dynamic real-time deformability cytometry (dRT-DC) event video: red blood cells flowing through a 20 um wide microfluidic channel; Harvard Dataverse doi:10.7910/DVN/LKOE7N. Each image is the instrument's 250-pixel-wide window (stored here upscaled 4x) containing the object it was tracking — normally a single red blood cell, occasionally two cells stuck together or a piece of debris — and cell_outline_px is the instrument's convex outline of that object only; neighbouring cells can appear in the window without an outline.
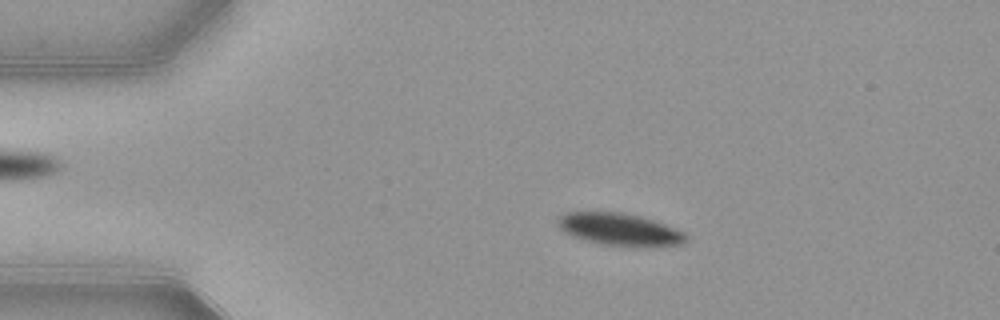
{"species": "common noctule bat (a hibernating species)", "species_latin": "Nyctalus noctula", "temperature_condition": "warm", "stored_images_in_passage": 52, "camera_frame_rate_fps": 3000, "um_per_image_px": 0.085, "animal": {"sex": "female", "body_mass_g": 21.9}, "frame": {"image": 1, "passage_image": 9, "time_ms": 2.667, "image_size_px": [1000, 320], "cell_outline_px": [[688, 240], [684, 244], [648, 248], [632, 248], [600, 244], [584, 240], [572, 236], [564, 232], [556, 224], [560, 216], [568, 212], [620, 212], [640, 216], [676, 228], [684, 232], [688, 236]], "centroid_in_image_um": [52.73, 19.54], "position_along_channel_um": 32.3, "area_um2": 24.74}}
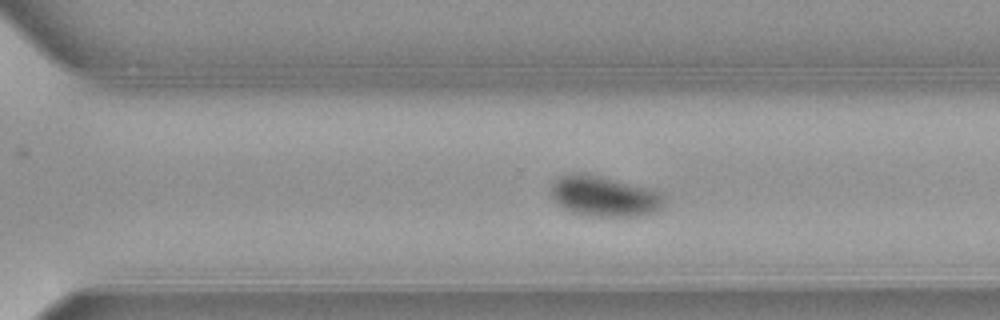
{"frame": {"image": 2, "passage_image": 35, "time_ms": 11.333, "image_size_px": [1000, 320], "cell_outline_px": [[664, 208], [648, 216], [588, 216], [568, 212], [556, 204], [552, 200], [548, 192], [548, 188], [552, 180], [556, 176], [568, 172], [584, 172], [656, 188], [664, 196]], "centroid_in_image_um": [51.32, 16.66], "position_along_channel_um": 319.3, "area_um2": 28.44}}
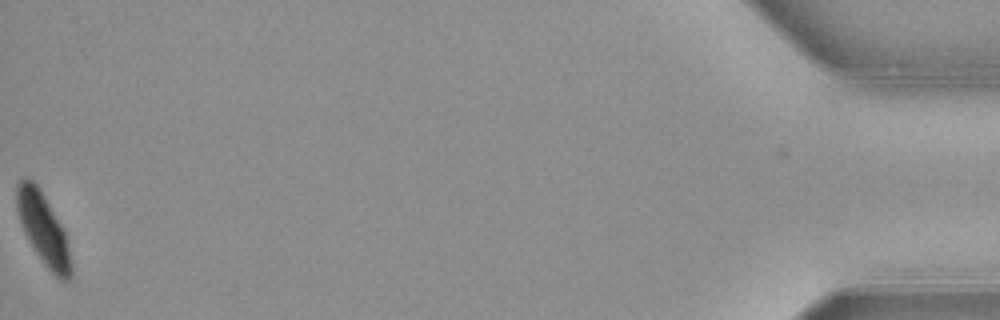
{"frame": {"image": 3, "passage_image": 52, "time_ms": 17.0, "image_size_px": [1000, 320], "cell_outline_px": [[72, 276], [68, 280], [60, 280], [44, 264], [36, 252], [24, 232], [16, 208], [16, 184], [20, 176], [28, 176], [36, 184], [44, 196], [64, 228], [68, 240], [72, 264]], "centroid_in_image_um": [3.69, 19.43], "position_along_channel_um": 431.5, "area_um2": 22.83}, "authors_computed_cell_mechanics": {"area_um2": 25.432, "velocity_mm_per_s": 3.8556, "shape_relaxation_time_tau1_ms": 2.7533, "shape_relaxation_time_tau2_ms": null, "deformation_change_tau1": 0.1239, "deformation_change_tau2": null}}